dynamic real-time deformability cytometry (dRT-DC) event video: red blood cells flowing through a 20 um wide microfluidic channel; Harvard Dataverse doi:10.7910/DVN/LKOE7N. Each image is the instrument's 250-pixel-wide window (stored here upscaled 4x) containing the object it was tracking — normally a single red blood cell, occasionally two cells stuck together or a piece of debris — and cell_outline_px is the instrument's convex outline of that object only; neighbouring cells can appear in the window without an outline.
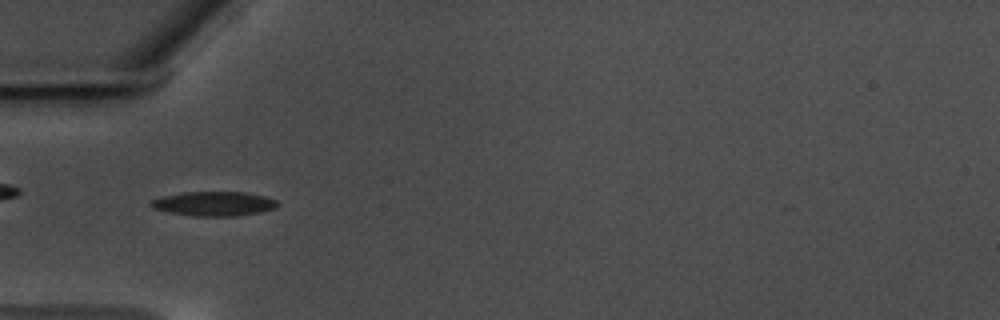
{"species": "common noctule bat (a hibernating species)", "species_latin": "Nyctalus noctula", "temperature_condition": "warm", "stored_images_in_passage": 59, "camera_frame_rate_fps": 3000, "um_per_image_px": 0.085, "animal": {"sex": "male", "body_mass_g": 17.5, "forearm_length_mm": 52.3}, "frame": {"image": 1, "passage_image": 19, "time_ms": 6.0, "image_size_px": [1000, 320], "cell_outline_px": [[280, 204], [276, 208], [260, 212], [236, 216], [196, 216], [168, 212], [152, 208], [148, 204], [148, 200], [164, 196], [184, 192], [244, 192], [264, 196], [276, 200]], "centroid_in_image_um": [18.16, 17.31], "position_along_channel_um": 66.8, "area_um2": 18.09}}
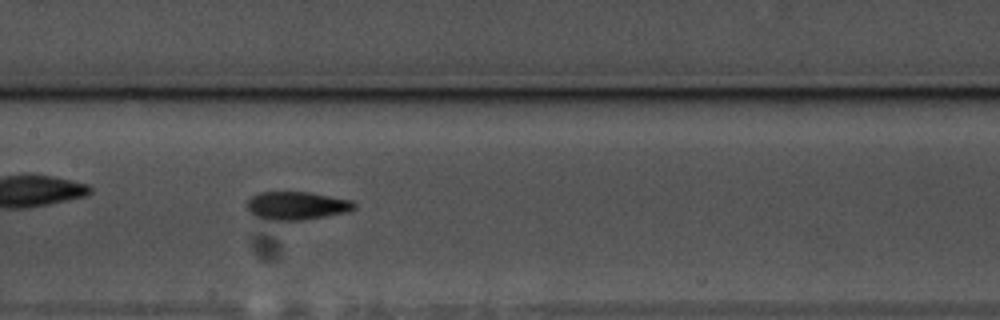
{"frame": {"image": 2, "passage_image": 29, "time_ms": 9.333, "image_size_px": [1000, 320], "cell_outline_px": [[356, 208], [348, 212], [304, 220], [264, 220], [252, 216], [248, 212], [244, 204], [252, 196], [260, 192], [308, 192], [352, 200], [356, 204]], "centroid_in_image_um": [25.16, 17.49], "position_along_channel_um": 182.2, "area_um2": 17.98}}
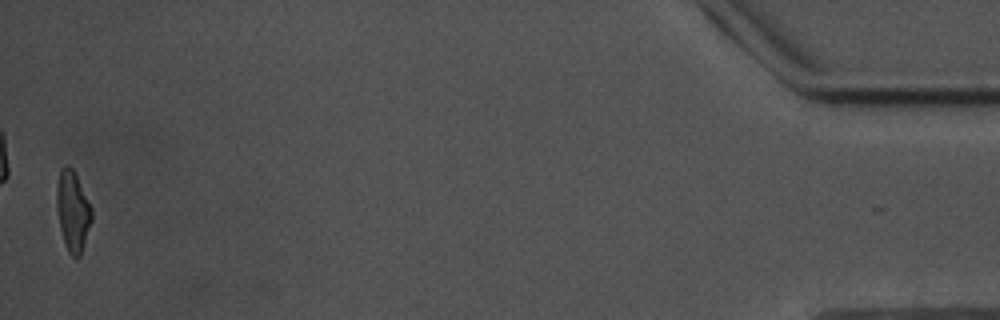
{"frame": {"image": 3, "passage_image": 58, "time_ms": 19.0, "image_size_px": [1000, 320], "cell_outline_px": [[92, 220], [80, 256], [72, 256], [68, 252], [64, 244], [60, 228], [56, 204], [56, 184], [60, 168], [64, 164], [68, 164], [72, 168], [92, 208]], "centroid_in_image_um": [6.16, 17.91], "position_along_channel_um": 429.0, "area_um2": 16.42}, "authors_computed_cell_mechanics": {"area_um2": 16.8198, "velocity_mm_per_s": 3.4942, "shape_relaxation_time_tau1_ms": 3.7246, "shape_relaxation_time_tau2_ms": 3.3881, "deformation_change_tau1": 0.1456, "deformation_change_tau2": 0.1191}}